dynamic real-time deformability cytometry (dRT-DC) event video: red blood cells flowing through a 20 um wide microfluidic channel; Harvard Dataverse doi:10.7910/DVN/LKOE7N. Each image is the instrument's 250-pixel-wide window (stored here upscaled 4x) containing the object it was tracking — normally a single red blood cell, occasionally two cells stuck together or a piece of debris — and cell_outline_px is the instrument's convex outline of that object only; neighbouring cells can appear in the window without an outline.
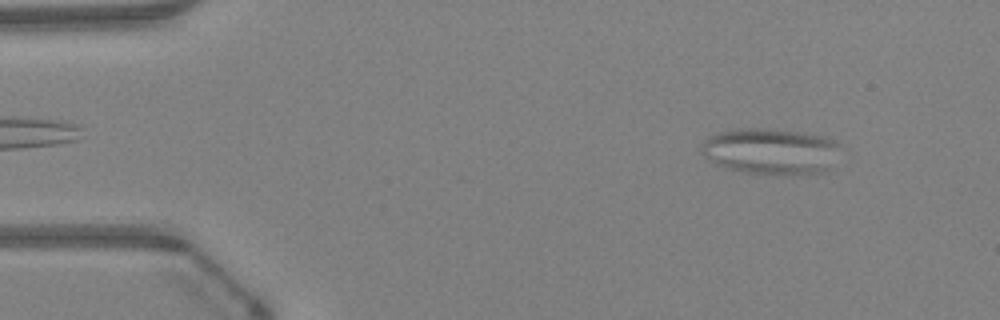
{"species": "Egyptian fruit bat (a non-hibernating species)", "species_latin": "Rousettus aegyptiacus", "temperature_condition": "warm", "stored_images_in_passage": 46, "camera_frame_rate_fps": 3000, "um_per_image_px": 0.085, "animal": {"sex": "female"}, "frame": {"image": 1, "passage_image": 4, "time_ms": 1.0, "image_size_px": [1000, 320], "cell_outline_px": [[836, 144], [824, 168], [820, 172], [748, 172], [716, 164], [700, 152], [700, 144], [708, 136], [720, 132], [740, 128], [764, 128], [800, 132], [824, 136], [836, 140]], "centroid_in_image_um": [65.33, 12.78], "position_along_channel_um": 19.7, "area_um2": 35.32}}
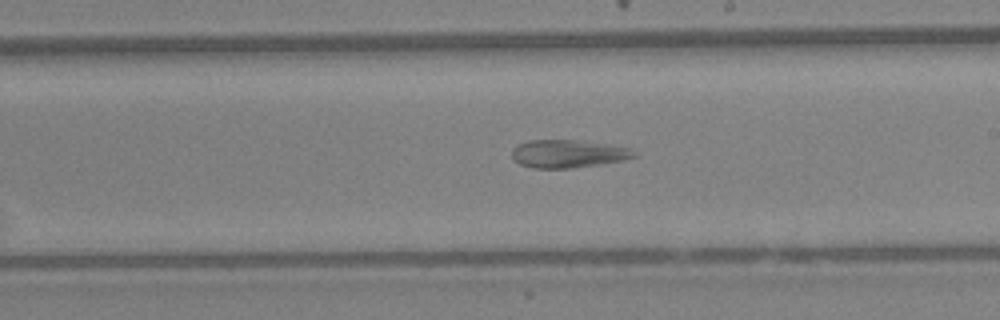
{"frame": {"image": 2, "passage_image": 26, "time_ms": 8.333, "image_size_px": [1000, 320], "cell_outline_px": [[636, 156], [624, 160], [600, 164], [572, 168], [532, 168], [520, 164], [512, 160], [512, 148], [528, 140], [576, 140], [632, 148], [636, 152]], "centroid_in_image_um": [48.27, 13.07], "position_along_channel_um": 240.7, "area_um2": 19.88}}
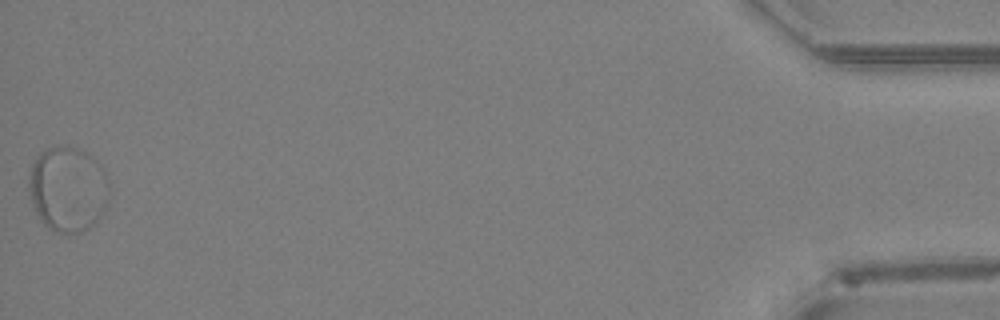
{"frame": {"image": 3, "passage_image": 46, "time_ms": 15.0, "image_size_px": [1000, 320], "cell_outline_px": [[108, 204], [96, 220], [88, 228], [80, 232], [56, 232], [48, 228], [40, 220], [32, 204], [28, 188], [28, 180], [32, 164], [40, 152], [56, 144], [68, 144], [80, 148], [88, 152], [104, 168], [108, 180]], "centroid_in_image_um": [5.76, 16.01], "position_along_channel_um": 429.4, "area_um2": 40.46}}